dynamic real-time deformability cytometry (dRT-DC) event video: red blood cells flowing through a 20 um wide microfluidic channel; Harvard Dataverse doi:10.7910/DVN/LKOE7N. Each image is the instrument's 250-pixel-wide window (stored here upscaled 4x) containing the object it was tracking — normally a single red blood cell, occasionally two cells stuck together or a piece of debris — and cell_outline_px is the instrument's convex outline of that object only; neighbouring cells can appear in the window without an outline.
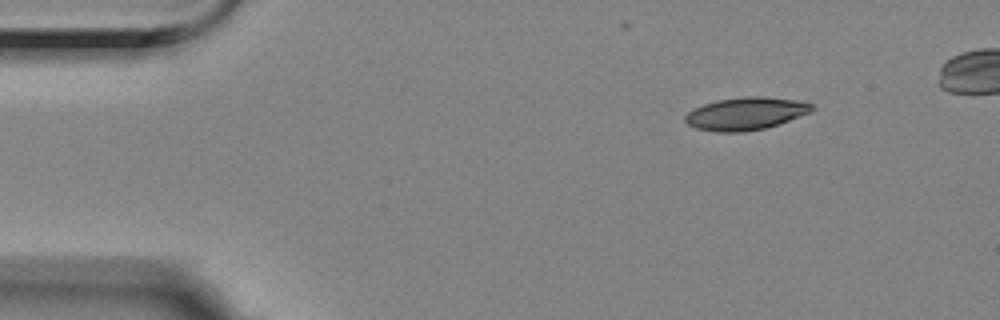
{"species": "Egyptian fruit bat (a non-hibernating species)", "species_latin": "Rousettus aegyptiacus", "temperature_condition": "room temperature", "stored_images_in_passage": 47, "camera_frame_rate_fps": 3000, "um_per_image_px": 0.085, "animal": {"sex": "female"}, "frame": {"image": 1, "passage_image": 1, "time_ms": 0.0, "image_size_px": [1000, 320], "cell_outline_px": [[816, 108], [812, 112], [764, 128], [744, 132], [716, 132], [696, 128], [688, 124], [684, 120], [684, 116], [688, 112], [704, 104], [716, 100], [744, 96], [760, 96], [792, 100], [812, 104]], "centroid_in_image_um": [63.36, 9.66], "position_along_channel_um": 21.6, "area_um2": 23.87}}
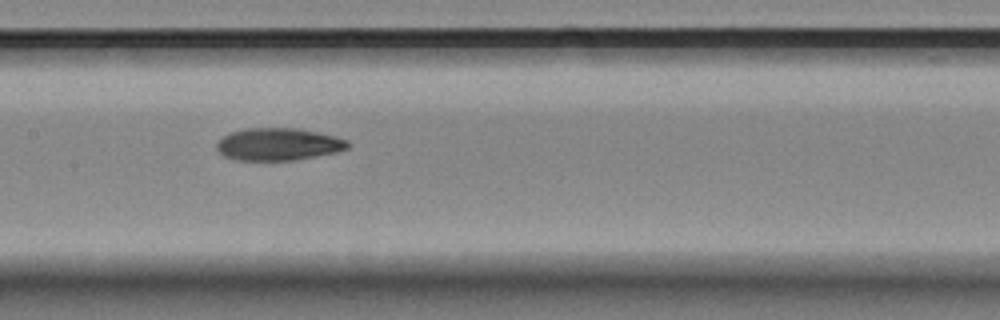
{"frame": {"image": 2, "passage_image": 21, "time_ms": 6.667, "image_size_px": [1000, 320], "cell_outline_px": [[352, 144], [348, 148], [336, 152], [296, 160], [236, 160], [224, 156], [216, 148], [216, 144], [224, 136], [232, 132], [244, 128], [296, 128], [336, 136], [348, 140]], "centroid_in_image_um": [23.69, 12.26], "position_along_channel_um": 183.7, "area_um2": 24.74}}
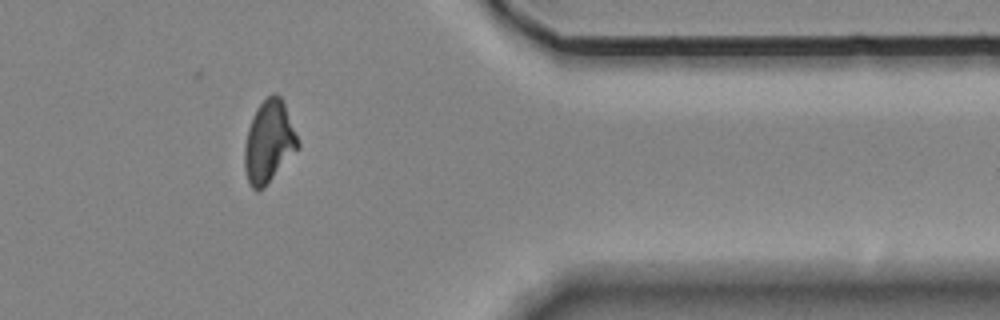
{"frame": {"image": 3, "passage_image": 40, "time_ms": 13.0, "image_size_px": [1000, 320], "cell_outline_px": [[300, 148], [264, 188], [256, 192], [252, 188], [248, 180], [244, 168], [244, 148], [248, 128], [252, 116], [256, 108], [272, 92], [276, 92], [280, 96], [284, 104], [300, 144]], "centroid_in_image_um": [22.85, 12.07], "position_along_channel_um": 388.5, "area_um2": 25.61}, "authors_computed_cell_mechanics": {"area_um2": 25.2008, "velocity_mm_per_s": 3.5276, "shape_relaxation_time_tau1_ms": 9.1033, "shape_relaxation_time_tau2_ms": 3.7083, "deformation_change_tau1": 0.2175, "deformation_change_tau2": 0.1011}}